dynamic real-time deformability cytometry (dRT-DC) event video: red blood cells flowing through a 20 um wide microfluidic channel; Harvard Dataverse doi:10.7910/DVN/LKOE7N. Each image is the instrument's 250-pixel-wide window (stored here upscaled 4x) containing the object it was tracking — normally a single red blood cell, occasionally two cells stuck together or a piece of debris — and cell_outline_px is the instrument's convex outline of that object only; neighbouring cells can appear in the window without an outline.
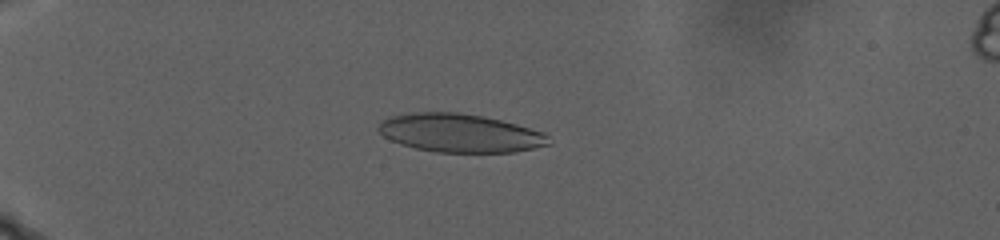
{"species": "human", "species_latin": "Homo sapiens", "temperature_condition": "warm", "stored_images_in_passage": 103, "camera_frame_rate_fps": 3000, "um_per_image_px": 0.085, "donor": {"sex": "male"}, "frame": {"image": 1, "passage_image": 32, "time_ms": 10.333, "image_size_px": [1000, 240], "cell_outline_px": [[552, 144], [516, 152], [436, 152], [416, 148], [400, 144], [384, 136], [376, 128], [380, 120], [388, 116], [412, 112], [456, 112], [484, 116], [516, 124], [544, 132], [548, 136]], "centroid_in_image_um": [39.08, 11.3], "position_along_channel_um": 45.9, "area_um2": 38.32}}
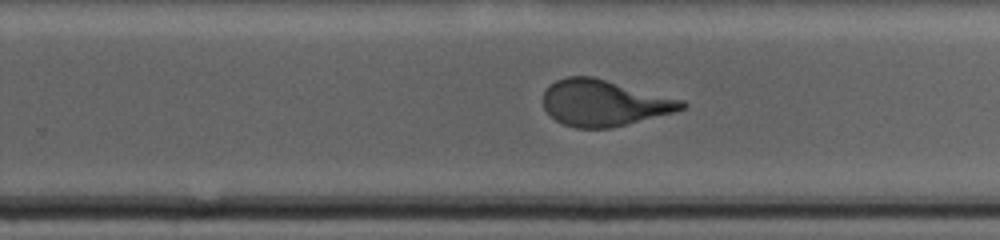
{"frame": {"image": 2, "passage_image": 72, "time_ms": 23.667, "image_size_px": [1000, 240], "cell_outline_px": [[688, 104], [684, 108], [676, 112], [612, 128], [576, 128], [564, 124], [556, 120], [544, 108], [544, 92], [556, 80], [568, 76], [592, 76], [684, 100]], "centroid_in_image_um": [51.38, 8.75], "position_along_channel_um": 278.4, "area_um2": 37.22}}
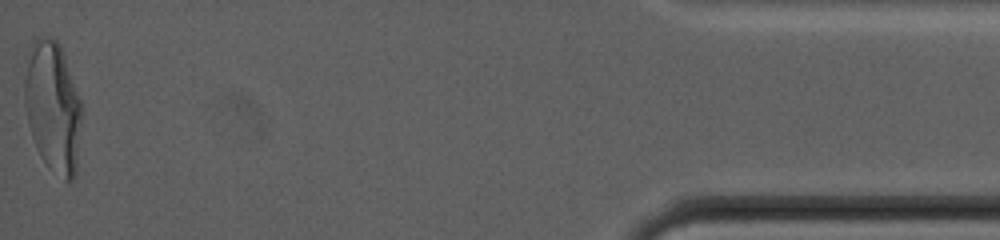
{"frame": {"image": 3, "passage_image": 103, "time_ms": 34.0, "image_size_px": [1000, 240], "cell_outline_px": [[80, 124], [76, 176], [72, 180], [64, 180], [48, 168], [40, 156], [36, 148], [28, 124], [24, 104], [24, 84], [32, 44], [36, 36], [48, 36], [56, 40], [60, 44], [80, 100]], "centroid_in_image_um": [4.48, 9.12], "position_along_channel_um": 430.7, "area_um2": 43.12}}